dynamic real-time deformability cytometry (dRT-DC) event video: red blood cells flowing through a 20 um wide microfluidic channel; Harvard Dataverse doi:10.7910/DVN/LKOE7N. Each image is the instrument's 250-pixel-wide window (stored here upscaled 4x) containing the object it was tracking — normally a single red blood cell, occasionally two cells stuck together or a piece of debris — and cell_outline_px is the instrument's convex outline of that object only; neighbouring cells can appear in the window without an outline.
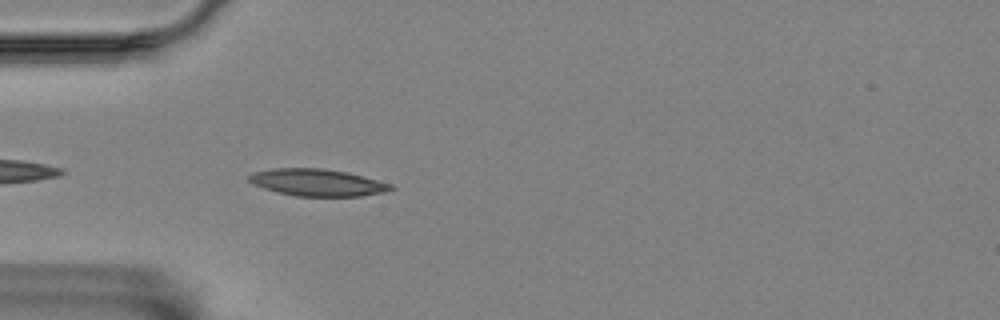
{"species": "Egyptian fruit bat (a non-hibernating species)", "species_latin": "Rousettus aegyptiacus", "temperature_condition": "room temperature", "stored_images_in_passage": 42, "camera_frame_rate_fps": 3000, "um_per_image_px": 0.085, "animal": {"sex": "female"}, "frame": {"image": 1, "passage_image": 3, "time_ms": 0.667, "image_size_px": [1000, 320], "cell_outline_px": [[396, 188], [380, 192], [360, 196], [296, 196], [276, 192], [252, 184], [248, 180], [248, 176], [252, 172], [276, 168], [324, 168], [348, 172], [392, 184]], "centroid_in_image_um": [26.94, 15.5], "position_along_channel_um": 58.1, "area_um2": 22.31}}
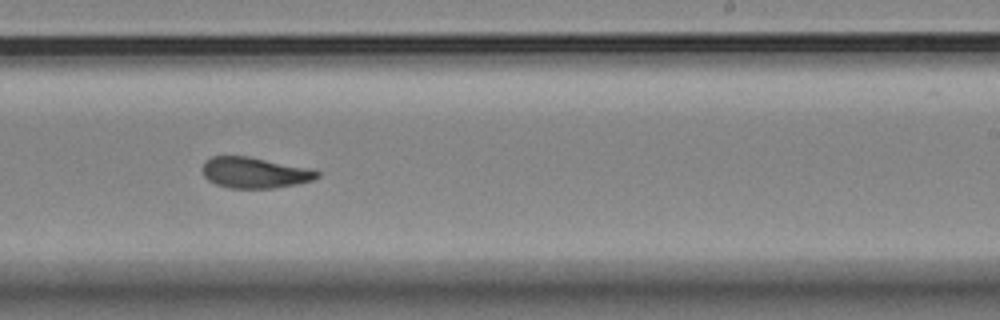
{"frame": {"image": 2, "passage_image": 21, "time_ms": 6.667, "image_size_px": [1000, 320], "cell_outline_px": [[320, 176], [312, 180], [296, 184], [276, 188], [228, 188], [216, 184], [208, 180], [204, 176], [204, 160], [212, 156], [252, 156], [316, 168], [320, 172]], "centroid_in_image_um": [21.73, 14.66], "position_along_channel_um": 267.3, "area_um2": 21.15}}
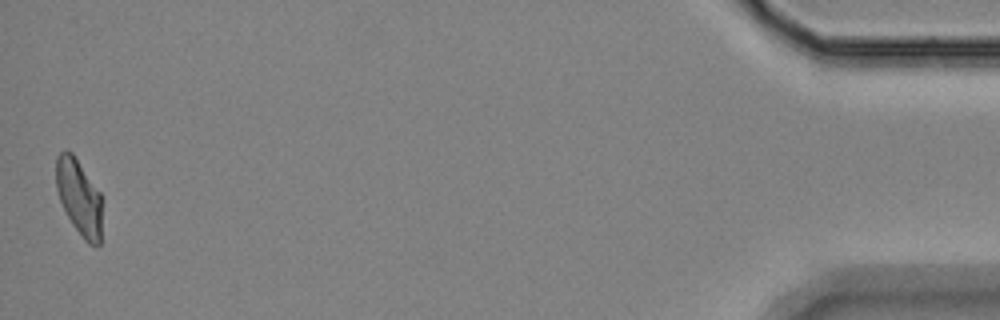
{"frame": {"image": 3, "passage_image": 42, "time_ms": 13.667, "image_size_px": [1000, 320], "cell_outline_px": [[100, 244], [88, 244], [84, 240], [72, 224], [60, 200], [56, 188], [56, 156], [64, 148], [72, 152], [100, 192]], "centroid_in_image_um": [6.69, 16.71], "position_along_channel_um": 428.5, "area_um2": 20.0}, "authors_computed_cell_mechanics": {"area_um2": 20.9814, "velocity_mm_per_s": 3.5555, "shape_relaxation_time_tau1_ms": 10.7624, "shape_relaxation_time_tau2_ms": 2.3989, "deformation_change_tau1": 0.2479, "deformation_change_tau2": 0.0896}}